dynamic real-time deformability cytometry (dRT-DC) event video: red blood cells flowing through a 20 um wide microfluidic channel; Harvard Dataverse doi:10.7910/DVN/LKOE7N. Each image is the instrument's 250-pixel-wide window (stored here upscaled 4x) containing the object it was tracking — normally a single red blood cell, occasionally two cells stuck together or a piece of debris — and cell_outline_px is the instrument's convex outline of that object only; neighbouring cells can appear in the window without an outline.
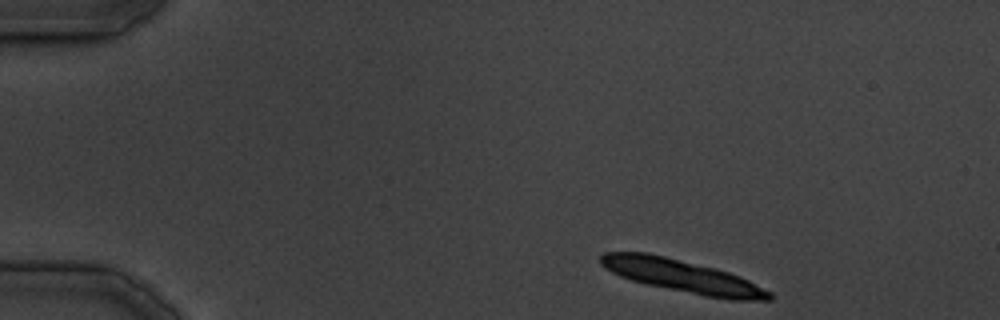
{"species": "common noctule bat (a hibernating species)", "species_latin": "Nyctalus noctula", "temperature_condition": "cold", "stored_images_in_passage": 29, "camera_frame_rate_fps": 3000, "um_per_image_px": 0.085, "animal": {"sex": "male", "body_mass_g": 19.5, "forearm_length_mm": 54.6}, "frame": {"image": 1, "passage_image": 1, "time_ms": 0.0, "image_size_px": [1000, 320], "cell_outline_px": [[772, 300], [732, 300], [704, 296], [648, 284], [632, 280], [620, 276], [604, 268], [600, 264], [600, 256], [604, 252], [648, 252], [716, 268], [740, 276], [772, 292]], "centroid_in_image_um": [58.01, 23.46], "position_along_channel_um": 27.0, "area_um2": 32.14}}
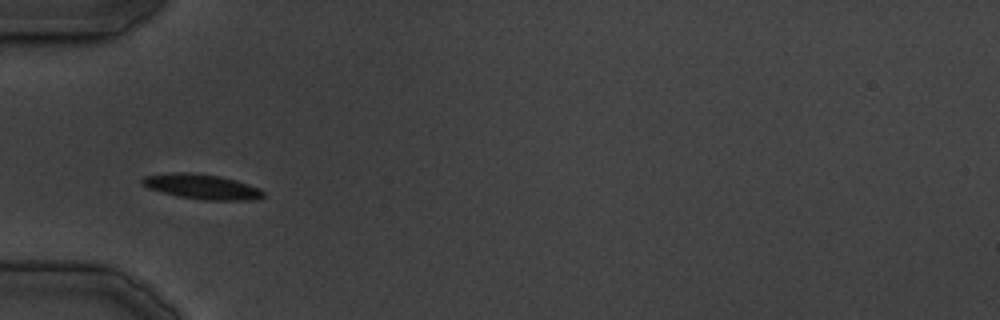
{"frame": {"image": 2, "passage_image": 9, "time_ms": 9.333, "image_size_px": [1000, 320], "cell_outline_px": [[264, 196], [256, 200], [204, 200], [176, 196], [160, 192], [148, 188], [140, 184], [140, 180], [144, 176], [172, 172], [188, 172], [220, 176], [236, 180], [260, 188], [264, 192]], "centroid_in_image_um": [17.13, 15.87], "position_along_channel_um": 67.9, "area_um2": 17.86}}
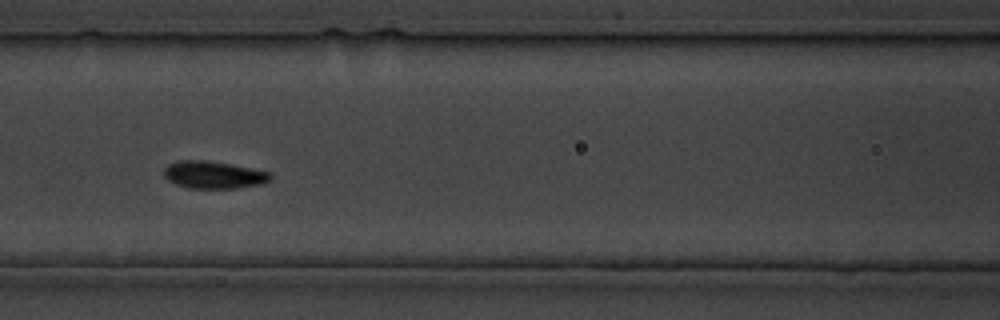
{"frame": {"image": 3, "passage_image": 14, "time_ms": 15.0, "image_size_px": [1000, 320], "cell_outline_px": [[272, 180], [260, 184], [236, 188], [188, 188], [176, 184], [168, 180], [164, 176], [164, 168], [168, 164], [176, 160], [208, 160], [232, 164], [272, 172]], "centroid_in_image_um": [18.17, 14.85], "position_along_channel_um": 148.4, "area_um2": 17.22}}